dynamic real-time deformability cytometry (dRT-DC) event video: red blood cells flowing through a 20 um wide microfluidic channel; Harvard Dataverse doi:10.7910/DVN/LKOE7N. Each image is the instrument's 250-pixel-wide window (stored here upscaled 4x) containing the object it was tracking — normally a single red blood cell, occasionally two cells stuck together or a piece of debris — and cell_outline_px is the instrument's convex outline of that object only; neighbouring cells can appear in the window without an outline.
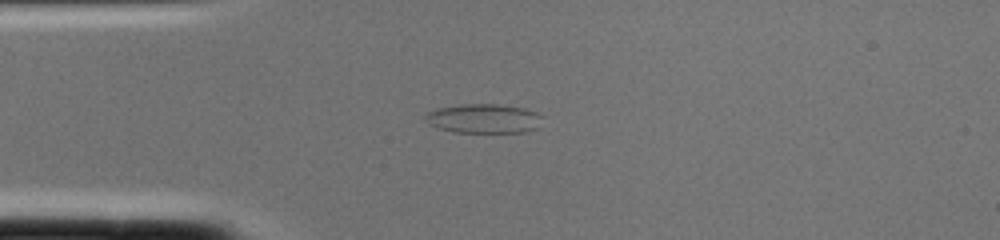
{"species": "common noctule bat (a hibernating species)", "species_latin": "Nyctalus noctula", "temperature_condition": "cold", "stored_images_in_passage": 1, "camera_frame_rate_fps": 3000, "um_per_image_px": 0.085, "animal": {"sex": "female", "body_mass_g": 22.0, "forearm_length_mm": 56.7}, "frame": {"image": 1, "passage_image": 1, "time_ms": 0.0, "image_size_px": [1000, 240], "cell_outline_px": [[544, 116], [536, 128], [524, 132], [452, 132], [428, 124], [424, 120], [424, 116], [428, 112], [436, 108], [460, 104], [496, 104], [524, 108], [536, 112]], "centroid_in_image_um": [41.09, 10.07], "position_along_channel_um": 43.9, "area_um2": 20.06}}